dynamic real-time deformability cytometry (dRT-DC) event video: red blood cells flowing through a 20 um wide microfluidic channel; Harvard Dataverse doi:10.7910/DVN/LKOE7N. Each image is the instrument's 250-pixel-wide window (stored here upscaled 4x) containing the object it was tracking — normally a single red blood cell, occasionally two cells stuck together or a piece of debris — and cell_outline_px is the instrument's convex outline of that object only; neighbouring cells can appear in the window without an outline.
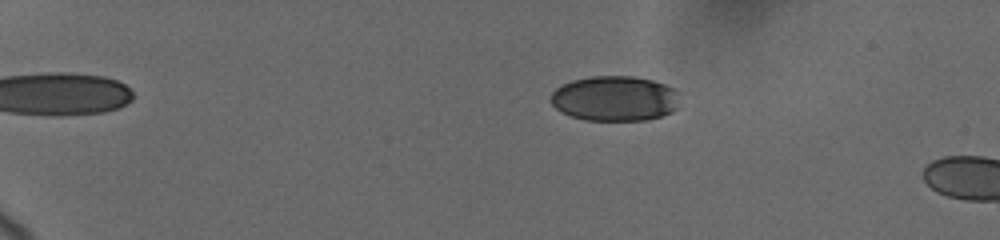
{"species": "human", "species_latin": "Homo sapiens", "temperature_condition": "cold", "stored_images_in_passage": 17, "camera_frame_rate_fps": 3000, "um_per_image_px": 0.085, "donor": {"sex": "female"}, "frame": {"image": 1, "passage_image": 15, "time_ms": 4.667, "image_size_px": [1000, 240], "cell_outline_px": [[676, 108], [672, 112], [648, 120], [584, 120], [560, 112], [552, 104], [552, 92], [556, 88], [572, 80], [592, 76], [632, 76], [652, 80], [664, 84], [672, 88]], "centroid_in_image_um": [52.19, 8.38], "position_along_channel_um": 32.8, "area_um2": 33.41}}